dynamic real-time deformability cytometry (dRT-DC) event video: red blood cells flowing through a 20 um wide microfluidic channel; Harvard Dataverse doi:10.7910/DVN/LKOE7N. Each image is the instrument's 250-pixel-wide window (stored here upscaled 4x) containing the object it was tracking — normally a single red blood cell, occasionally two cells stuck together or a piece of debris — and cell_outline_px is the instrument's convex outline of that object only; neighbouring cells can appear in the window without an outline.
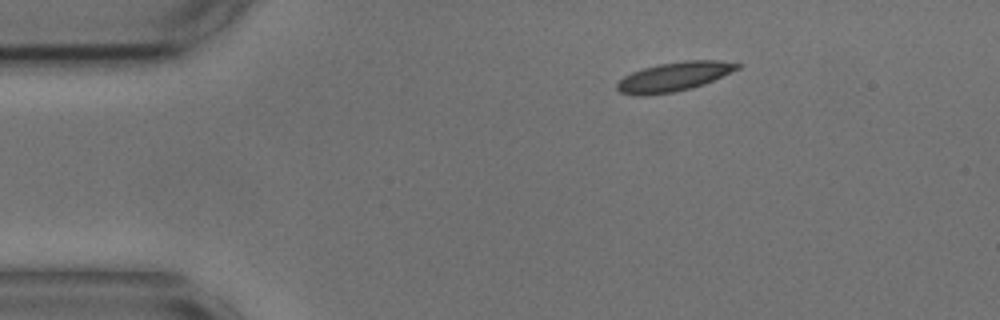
{"species": "common noctule bat (a hibernating species)", "species_latin": "Nyctalus noctula", "temperature_condition": "cold", "stored_images_in_passage": 47, "camera_frame_rate_fps": 3000, "um_per_image_px": 0.085, "animal": {"sex": "male", "body_mass_g": 17.9, "forearm_length_mm": 54.2}, "frame": {"image": 1, "passage_image": 1, "time_ms": 0.0, "image_size_px": [1000, 320], "cell_outline_px": [[740, 68], [704, 84], [692, 88], [676, 92], [648, 96], [636, 96], [620, 92], [616, 88], [616, 84], [624, 76], [632, 72], [644, 68], [660, 64], [684, 60], [720, 60], [740, 64]], "centroid_in_image_um": [57.27, 6.53], "position_along_channel_um": 27.7, "area_um2": 20.52}}
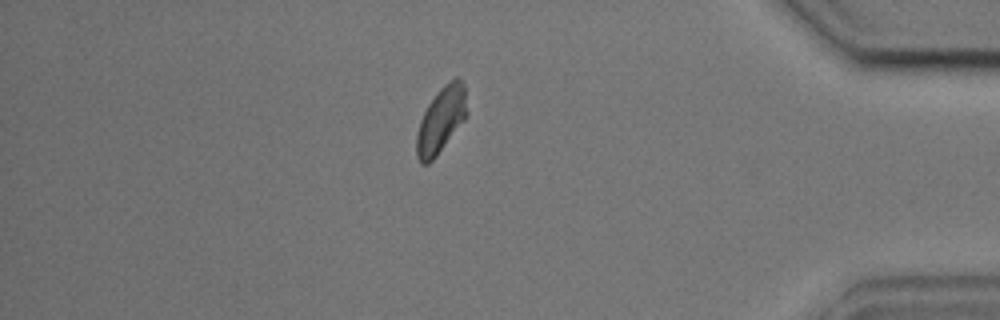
{"frame": {"image": 2, "passage_image": 39, "time_ms": 12.667, "image_size_px": [1000, 320], "cell_outline_px": [[468, 112], [464, 120], [436, 156], [428, 164], [420, 164], [416, 156], [416, 136], [420, 120], [428, 104], [436, 92], [444, 84], [456, 76], [464, 84]], "centroid_in_image_um": [37.48, 10.19], "position_along_channel_um": 397.7, "area_um2": 19.31}}
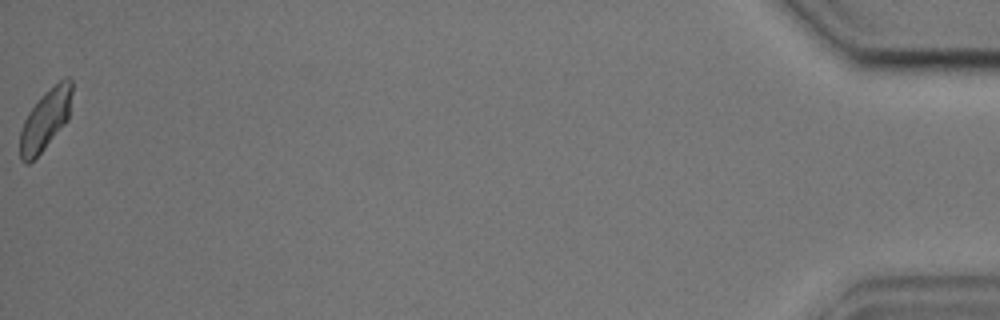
{"frame": {"image": 3, "passage_image": 47, "time_ms": 15.333, "image_size_px": [1000, 320], "cell_outline_px": [[72, 92], [68, 120], [44, 148], [28, 164], [24, 164], [20, 160], [20, 132], [24, 120], [28, 112], [44, 92], [64, 76], [68, 76], [72, 80]], "centroid_in_image_um": [3.87, 10.13], "position_along_channel_um": 431.3, "area_um2": 18.38}, "authors_computed_cell_mechanics": {"area_um2": 19.5364, "velocity_mm_per_s": 3.628, "shape_relaxation_time_tau1_ms": 3.904, "shape_relaxation_time_tau2_ms": 1.7436, "deformation_change_tau1": 0.1168, "deformation_change_tau2": 0.0668}}